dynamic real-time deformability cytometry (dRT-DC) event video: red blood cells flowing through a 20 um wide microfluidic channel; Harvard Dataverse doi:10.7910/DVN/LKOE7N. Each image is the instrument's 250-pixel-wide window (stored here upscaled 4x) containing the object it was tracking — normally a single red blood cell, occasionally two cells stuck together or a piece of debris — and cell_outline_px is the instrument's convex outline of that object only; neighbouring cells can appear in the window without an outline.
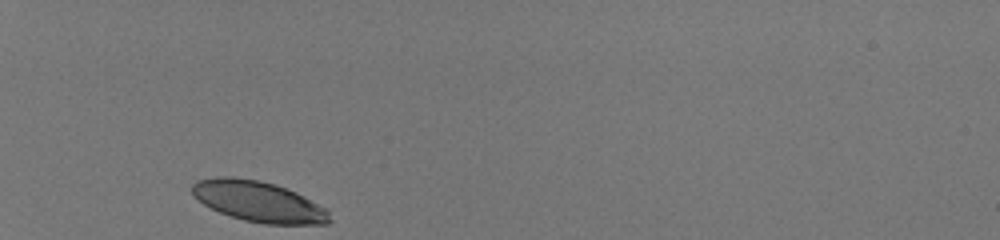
{"species": "human", "species_latin": "Homo sapiens", "temperature_condition": "room temperature", "stored_images_in_passage": 30, "camera_frame_rate_fps": 3000, "um_per_image_px": 0.085, "donor": {"sex": "male"}, "frame": {"image": 1, "passage_image": 1, "time_ms": 0.0, "image_size_px": [1000, 240], "cell_outline_px": [[332, 220], [328, 224], [264, 224], [244, 220], [220, 212], [204, 204], [192, 192], [192, 184], [196, 180], [216, 176], [232, 176], [256, 180], [272, 184], [296, 192], [328, 208]], "centroid_in_image_um": [22.02, 17.13], "position_along_channel_um": 63.0, "area_um2": 32.48}}
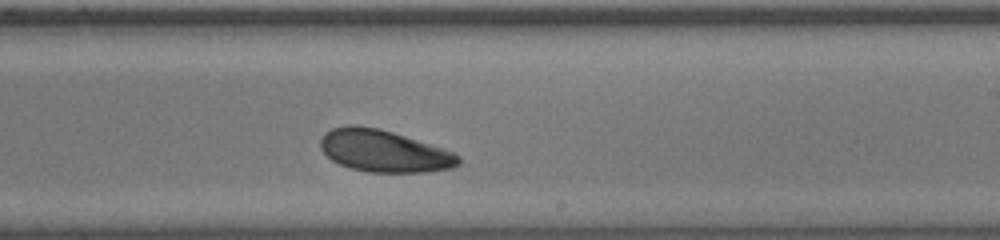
{"frame": {"image": 2, "passage_image": 18, "time_ms": 5.667, "image_size_px": [1000, 240], "cell_outline_px": [[460, 164], [452, 168], [424, 172], [368, 172], [352, 168], [340, 164], [332, 160], [320, 148], [320, 140], [324, 132], [332, 128], [348, 124], [352, 124], [380, 128], [456, 152], [460, 156]], "centroid_in_image_um": [32.64, 12.82], "position_along_channel_um": 256.4, "area_um2": 33.93}}
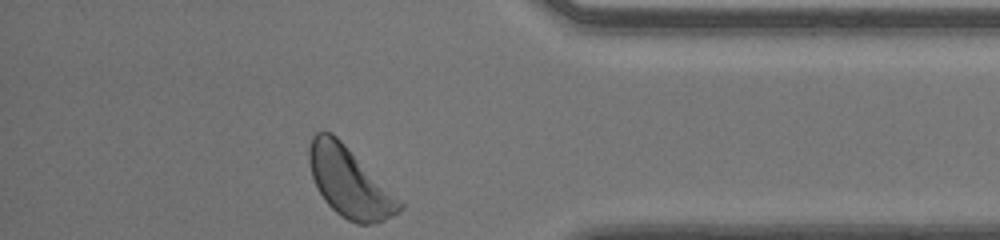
{"frame": {"image": 3, "passage_image": 30, "time_ms": 9.667, "image_size_px": [1000, 240], "cell_outline_px": [[404, 208], [392, 216], [384, 220], [372, 224], [356, 224], [340, 216], [324, 200], [316, 188], [312, 176], [308, 160], [308, 148], [312, 136], [316, 132], [332, 132], [404, 204]], "centroid_in_image_um": [29.67, 15.51], "position_along_channel_um": 405.5, "area_um2": 36.3}, "authors_computed_cell_mechanics": {"area_um2": 33.9286, "velocity_mm_per_s": 3.9912, "shape_relaxation_time_tau1_ms": 2.039, "shape_relaxation_time_tau2_ms": null, "deformation_change_tau1": 0.0847, "deformation_change_tau2": null}}